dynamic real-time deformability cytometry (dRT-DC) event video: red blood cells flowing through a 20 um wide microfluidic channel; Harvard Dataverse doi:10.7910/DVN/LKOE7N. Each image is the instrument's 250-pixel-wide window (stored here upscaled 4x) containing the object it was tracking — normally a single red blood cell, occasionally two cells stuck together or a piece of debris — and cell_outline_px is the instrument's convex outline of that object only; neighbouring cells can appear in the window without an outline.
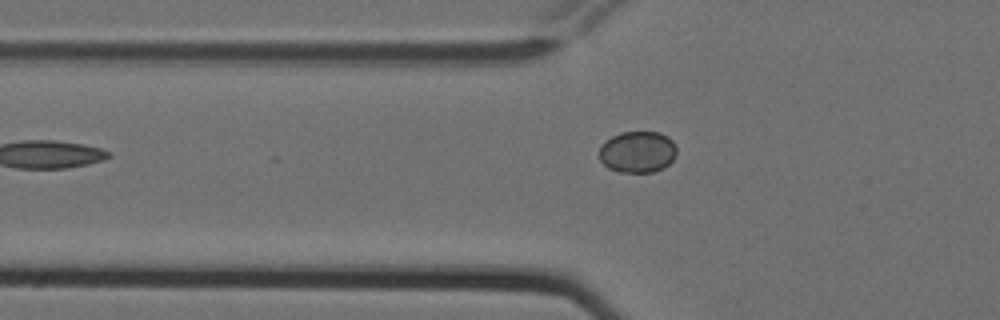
{"species": "Egyptian fruit bat (a non-hibernating species)", "species_latin": "Rousettus aegyptiacus", "temperature_condition": "cold", "stored_images_in_passage": 6, "camera_frame_rate_fps": 3000, "um_per_image_px": 0.085, "animal": {"sex": "female"}, "frame": {"image": 1, "passage_image": 6, "time_ms": 1.667, "image_size_px": [1000, 320], "cell_outline_px": [[676, 156], [664, 168], [652, 172], [620, 172], [608, 168], [600, 160], [600, 148], [612, 136], [620, 132], [660, 132], [668, 136], [672, 140], [676, 148]], "centroid_in_image_um": [54.22, 12.91], "position_along_channel_um": 71.6, "area_um2": 18.67}}